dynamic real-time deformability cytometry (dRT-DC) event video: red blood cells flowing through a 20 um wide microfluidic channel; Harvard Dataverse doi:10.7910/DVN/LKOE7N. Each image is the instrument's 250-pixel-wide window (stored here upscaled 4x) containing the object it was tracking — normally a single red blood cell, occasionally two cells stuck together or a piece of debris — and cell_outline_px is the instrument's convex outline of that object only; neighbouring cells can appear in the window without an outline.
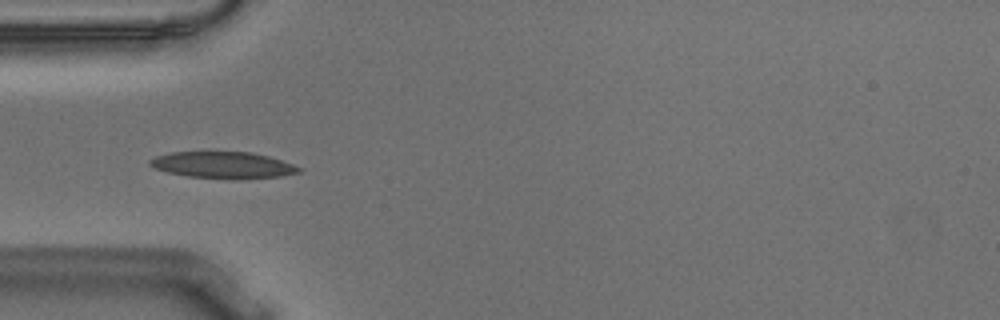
{"species": "Egyptian fruit bat (a non-hibernating species)", "species_latin": "Rousettus aegyptiacus", "temperature_condition": "warm", "stored_images_in_passage": 9, "camera_frame_rate_fps": 3000, "um_per_image_px": 0.085, "animal": {"sex": "male"}, "frame": {"image": 1, "passage_image": 6, "time_ms": 1.667, "image_size_px": [1000, 320], "cell_outline_px": [[300, 172], [280, 176], [188, 176], [168, 172], [156, 168], [148, 164], [148, 160], [156, 156], [172, 152], [252, 152], [268, 156], [292, 164], [300, 168]], "centroid_in_image_um": [18.88, 13.97], "position_along_channel_um": 66.1, "area_um2": 21.68}}